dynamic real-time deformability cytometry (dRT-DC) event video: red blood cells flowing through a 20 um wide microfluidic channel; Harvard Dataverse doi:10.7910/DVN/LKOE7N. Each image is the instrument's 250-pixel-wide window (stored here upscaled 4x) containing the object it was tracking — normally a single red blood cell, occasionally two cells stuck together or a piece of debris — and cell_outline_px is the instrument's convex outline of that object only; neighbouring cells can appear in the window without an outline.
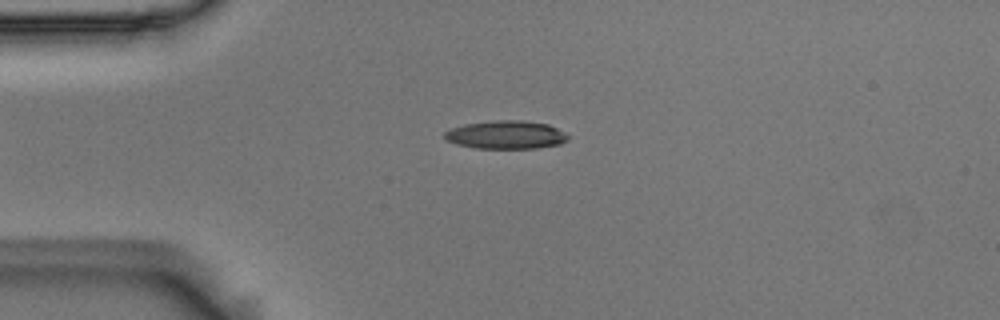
{"species": "Egyptian fruit bat (a non-hibernating species)", "species_latin": "Rousettus aegyptiacus", "temperature_condition": "room temperature", "stored_images_in_passage": 52, "camera_frame_rate_fps": 3000, "um_per_image_px": 0.085, "animal": {"sex": "male"}, "frame": {"image": 1, "passage_image": 11, "time_ms": 3.333, "image_size_px": [1000, 320], "cell_outline_px": [[568, 140], [560, 144], [536, 148], [476, 148], [456, 144], [448, 140], [444, 136], [444, 132], [452, 128], [464, 124], [492, 120], [520, 120], [548, 124], [564, 132], [568, 136]], "centroid_in_image_um": [43.01, 11.45], "position_along_channel_um": 42.0, "area_um2": 20.23}}
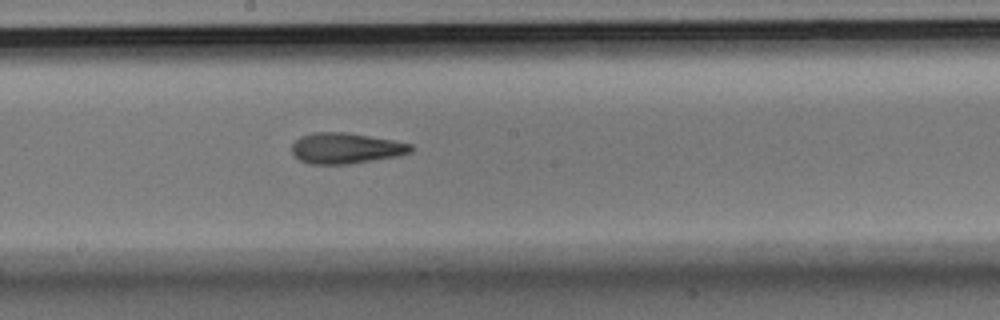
{"frame": {"image": 2, "passage_image": 27, "time_ms": 8.667, "image_size_px": [1000, 320], "cell_outline_px": [[412, 152], [400, 156], [348, 164], [308, 164], [300, 160], [292, 152], [292, 144], [300, 136], [316, 132], [344, 132], [392, 140], [412, 144]], "centroid_in_image_um": [29.4, 12.61], "position_along_channel_um": 218.8, "area_um2": 21.27}}
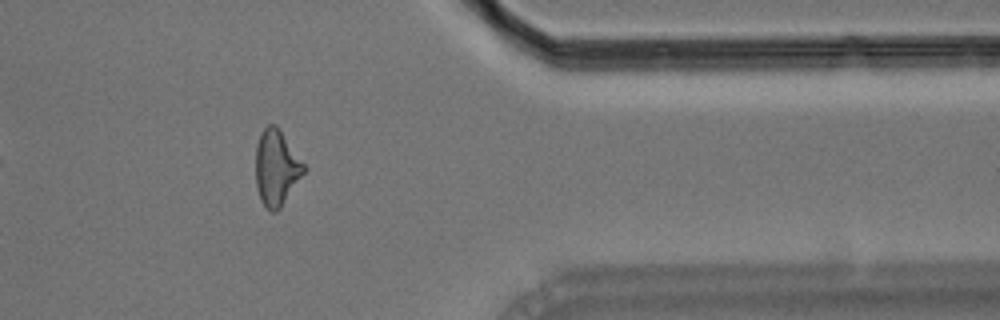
{"frame": {"image": 3, "passage_image": 42, "time_ms": 13.667, "image_size_px": [1000, 320], "cell_outline_px": [[304, 172], [280, 208], [276, 212], [272, 212], [260, 200], [256, 184], [256, 144], [260, 132], [268, 124], [276, 124], [304, 164]], "centroid_in_image_um": [23.46, 14.24], "position_along_channel_um": 387.9, "area_um2": 20.87}, "authors_computed_cell_mechanics": {"area_um2": 20.6346, "velocity_mm_per_s": 3.7222, "shape_relaxation_time_tau1_ms": 7.6135, "shape_relaxation_time_tau2_ms": 2.1066, "deformation_change_tau1": 0.2059, "deformation_change_tau2": 0.122}}